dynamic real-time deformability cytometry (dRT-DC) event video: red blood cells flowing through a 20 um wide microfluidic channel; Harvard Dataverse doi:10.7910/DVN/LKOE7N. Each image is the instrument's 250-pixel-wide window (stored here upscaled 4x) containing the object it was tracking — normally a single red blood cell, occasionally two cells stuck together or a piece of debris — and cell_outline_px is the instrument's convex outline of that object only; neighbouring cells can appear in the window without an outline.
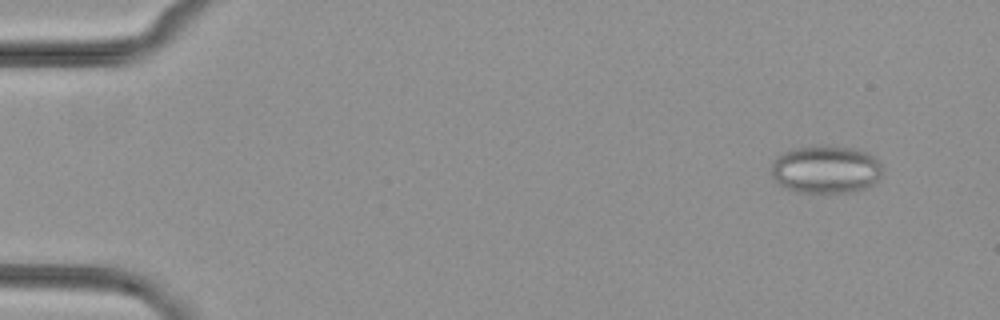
{"species": "common noctule bat (a hibernating species)", "species_latin": "Nyctalus noctula", "temperature_condition": "cold", "stored_images_in_passage": 54, "segment_of_instrument_passage": [1, 2], "camera_frame_rate_fps": 3000, "um_per_image_px": 0.085, "animal": {"sex": "female", "body_mass_g": 29.2, "forearm_length_mm": 56.3}, "frame": {"image": 1, "passage_image": 5, "time_ms": 1.333, "image_size_px": [1000, 320], "cell_outline_px": [[880, 176], [872, 184], [856, 192], [824, 196], [796, 192], [780, 184], [772, 176], [772, 160], [776, 156], [784, 152], [796, 148], [852, 148], [864, 152], [872, 156], [880, 164]], "centroid_in_image_um": [70.16, 14.5], "position_along_channel_um": 14.8, "area_um2": 30.87}}